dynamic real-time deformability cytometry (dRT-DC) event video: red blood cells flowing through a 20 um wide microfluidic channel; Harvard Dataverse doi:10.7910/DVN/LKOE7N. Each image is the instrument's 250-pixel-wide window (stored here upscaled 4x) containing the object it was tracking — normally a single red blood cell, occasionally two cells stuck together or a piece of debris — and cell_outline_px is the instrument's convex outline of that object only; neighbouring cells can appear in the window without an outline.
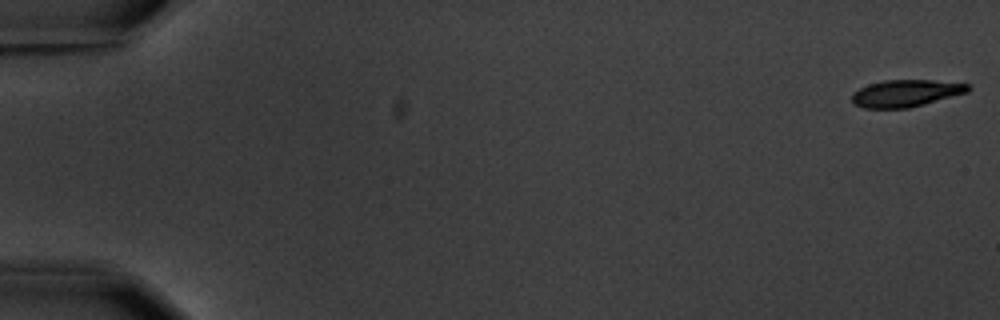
{"species": "common noctule bat (a hibernating species)", "species_latin": "Nyctalus noctula", "temperature_condition": "warm", "stored_images_in_passage": 4, "camera_frame_rate_fps": 3000, "um_per_image_px": 0.085, "animal": {"sex": "male", "body_mass_g": 20.1, "forearm_length_mm": 53.5}, "frame": {"image": 1, "passage_image": 1, "time_ms": 0.0, "image_size_px": [1000, 320], "cell_outline_px": [[972, 88], [968, 92], [924, 104], [908, 108], [864, 108], [852, 104], [852, 92], [868, 84], [884, 80], [932, 80], [968, 84]], "centroid_in_image_um": [76.97, 7.92], "position_along_channel_um": 8.0, "area_um2": 18.32}}